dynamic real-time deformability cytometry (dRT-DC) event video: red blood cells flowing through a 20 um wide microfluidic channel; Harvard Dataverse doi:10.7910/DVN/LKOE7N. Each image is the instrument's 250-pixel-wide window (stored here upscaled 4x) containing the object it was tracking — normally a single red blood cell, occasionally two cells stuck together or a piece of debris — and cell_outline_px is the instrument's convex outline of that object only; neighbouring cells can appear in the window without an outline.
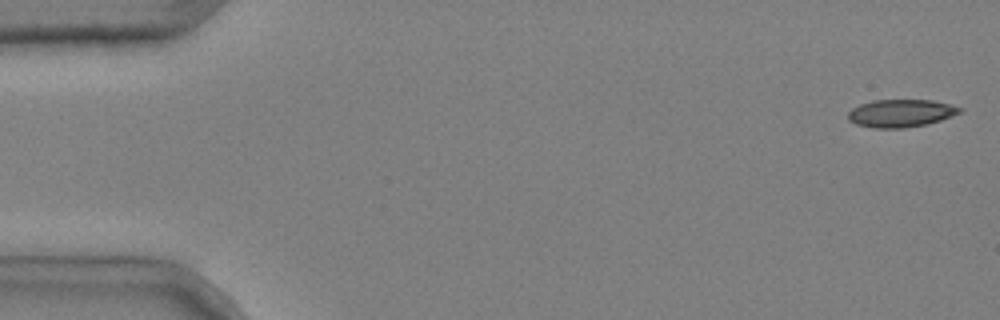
{"species": "common noctule bat (a hibernating species)", "species_latin": "Nyctalus noctula", "temperature_condition": "cold", "stored_images_in_passage": 5, "camera_frame_rate_fps": 3000, "um_per_image_px": 0.085, "animal": {"sex": "male", "body_mass_g": 20.4}, "frame": {"image": 1, "passage_image": 1, "time_ms": 0.0, "image_size_px": [1000, 320], "cell_outline_px": [[964, 112], [940, 120], [924, 124], [904, 128], [872, 128], [856, 124], [848, 120], [848, 112], [852, 108], [860, 104], [872, 100], [932, 100], [964, 108]], "centroid_in_image_um": [76.57, 9.62], "position_along_channel_um": 8.4, "area_um2": 18.09}}
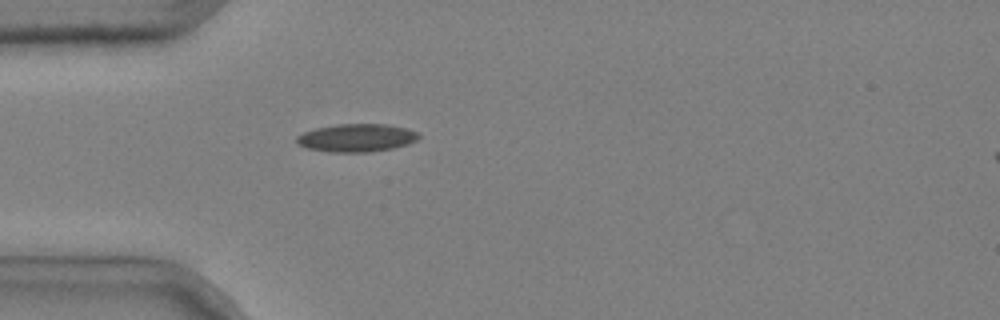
{"frame": {"image": 2, "passage_image": 5, "time_ms": 1.333, "image_size_px": [1000, 320], "cell_outline_px": [[420, 136], [416, 140], [408, 144], [392, 148], [372, 152], [332, 152], [308, 148], [300, 144], [296, 140], [296, 136], [304, 132], [316, 128], [336, 124], [388, 124], [404, 128], [416, 132]], "centroid_in_image_um": [30.31, 11.71], "position_along_channel_um": 54.7, "area_um2": 19.71}}